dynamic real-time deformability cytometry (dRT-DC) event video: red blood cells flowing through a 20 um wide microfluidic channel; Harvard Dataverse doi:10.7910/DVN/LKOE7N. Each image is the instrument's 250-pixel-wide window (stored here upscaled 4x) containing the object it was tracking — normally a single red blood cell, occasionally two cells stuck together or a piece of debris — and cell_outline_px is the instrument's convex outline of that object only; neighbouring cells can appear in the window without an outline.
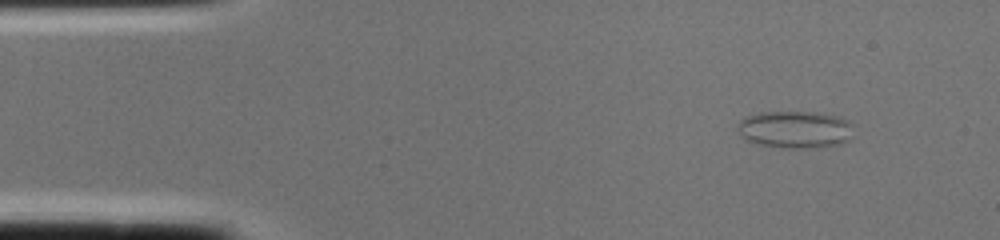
{"species": "common noctule bat (a hibernating species)", "species_latin": "Nyctalus noctula", "temperature_condition": "cold", "stored_images_in_passage": 2, "camera_frame_rate_fps": 3000, "um_per_image_px": 0.085, "animal": {"sex": "female", "body_mass_g": 22.0, "forearm_length_mm": 56.7}, "frame": {"image": 1, "passage_image": 1, "time_ms": 0.0, "image_size_px": [1000, 240], "cell_outline_px": [[852, 124], [848, 140], [840, 144], [816, 148], [784, 148], [760, 144], [744, 140], [740, 136], [736, 128], [740, 120], [744, 116], [760, 112], [816, 112], [840, 116], [852, 120]], "centroid_in_image_um": [67.56, 11.0], "position_along_channel_um": 17.4, "area_um2": 25.61}}